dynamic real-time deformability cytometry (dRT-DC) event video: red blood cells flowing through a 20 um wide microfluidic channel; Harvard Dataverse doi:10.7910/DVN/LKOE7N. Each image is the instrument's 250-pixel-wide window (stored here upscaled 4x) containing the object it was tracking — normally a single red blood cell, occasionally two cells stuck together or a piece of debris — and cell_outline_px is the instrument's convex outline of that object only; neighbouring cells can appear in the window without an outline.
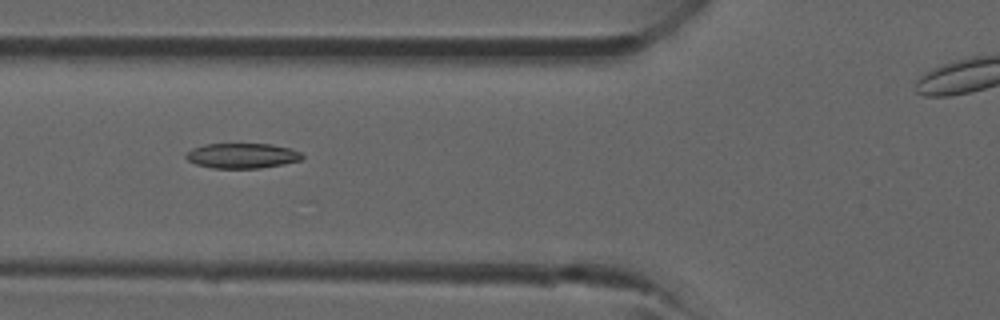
{"species": "common noctule bat (a hibernating species)", "species_latin": "Nyctalus noctula", "temperature_condition": "room temperature", "stored_images_in_passage": 9, "camera_frame_rate_fps": 3000, "um_per_image_px": 0.085, "animal": {"sex": "male", "forearm_length_mm": 52.5}, "frame": {"image": 1, "passage_image": 3, "time_ms": 0.667, "image_size_px": [1000, 320], "cell_outline_px": [[304, 156], [300, 160], [260, 168], [212, 168], [196, 164], [188, 160], [184, 156], [192, 148], [204, 144], [272, 144], [288, 148], [300, 152]], "centroid_in_image_um": [20.54, 13.23], "position_along_channel_um": 105.3, "area_um2": 16.82}}
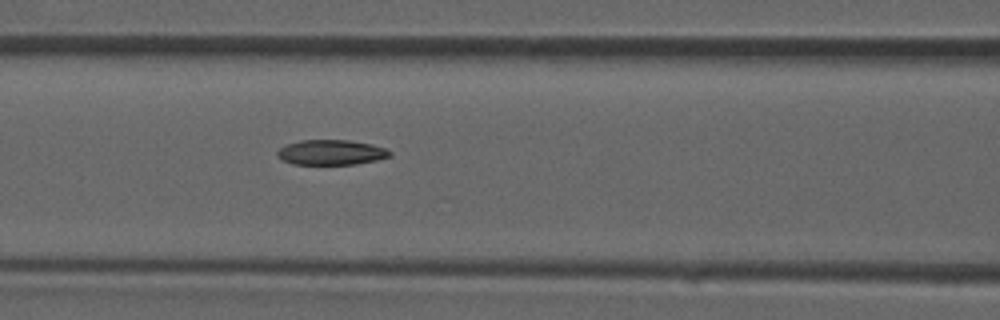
{"frame": {"image": 2, "passage_image": 5, "time_ms": 1.333, "image_size_px": [1000, 320], "cell_outline_px": [[392, 156], [376, 160], [356, 164], [292, 164], [276, 156], [276, 152], [280, 148], [288, 144], [300, 140], [348, 140], [372, 144], [384, 148], [392, 152]], "centroid_in_image_um": [28.16, 12.95], "position_along_channel_um": 138.4, "area_um2": 16.42}}
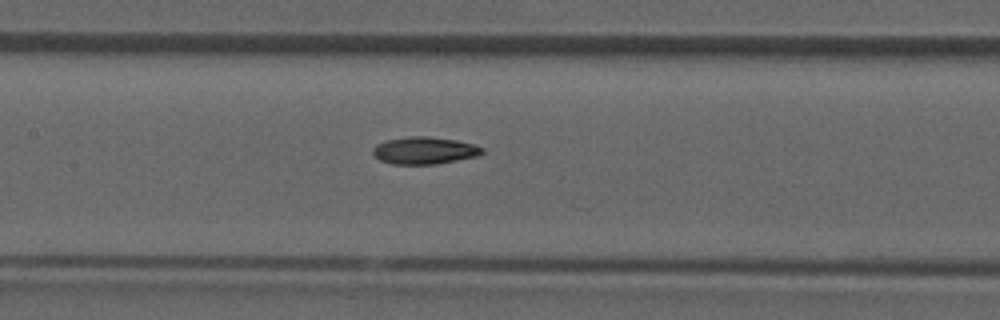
{"frame": {"image": 3, "passage_image": 7, "time_ms": 2.0, "image_size_px": [1000, 320], "cell_outline_px": [[484, 152], [480, 156], [436, 164], [392, 164], [380, 160], [372, 152], [372, 148], [376, 144], [388, 140], [408, 136], [428, 136], [456, 140], [472, 144], [484, 148]], "centroid_in_image_um": [36.09, 12.79], "position_along_channel_um": 171.3, "area_um2": 17.4}}